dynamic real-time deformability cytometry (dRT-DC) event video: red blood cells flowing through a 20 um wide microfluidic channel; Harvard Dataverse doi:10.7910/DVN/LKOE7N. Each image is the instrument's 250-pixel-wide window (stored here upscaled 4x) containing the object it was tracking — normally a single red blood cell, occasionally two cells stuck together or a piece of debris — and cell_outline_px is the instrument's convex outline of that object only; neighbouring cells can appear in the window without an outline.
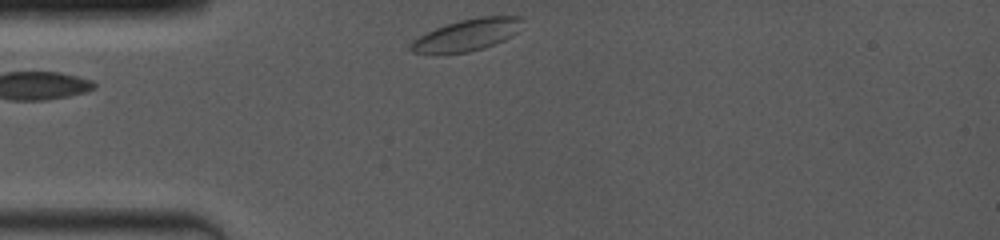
{"species": "common noctule bat (a hibernating species)", "species_latin": "Nyctalus noctula", "temperature_condition": "room temperature", "stored_images_in_passage": 7, "camera_frame_rate_fps": 4000, "um_per_image_px": 0.085, "animal": {"sex": "female", "body_mass_g": 19.0, "forearm_length_mm": 53.3}, "frame": {"image": 1, "passage_image": 1, "time_ms": 0.0, "image_size_px": [1000, 240], "cell_outline_px": [[524, 16], [516, 32], [512, 36], [504, 40], [484, 48], [468, 52], [436, 56], [412, 52], [408, 48], [408, 44], [412, 40], [436, 28], [460, 20], [480, 16]], "centroid_in_image_um": [39.62, 3.01], "position_along_channel_um": 45.4, "area_um2": 21.04}}
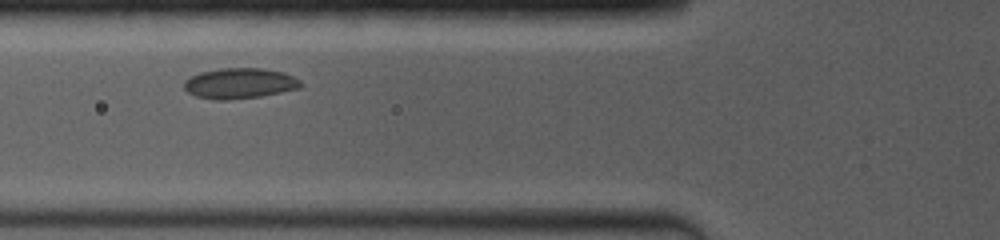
{"frame": {"image": 2, "passage_image": 4, "time_ms": 2.0, "image_size_px": [1000, 240], "cell_outline_px": [[300, 88], [260, 96], [228, 100], [216, 100], [196, 96], [188, 92], [184, 88], [184, 80], [200, 72], [220, 68], [264, 68], [284, 72], [300, 80]], "centroid_in_image_um": [20.35, 7.08], "position_along_channel_um": 105.5, "area_um2": 20.69}}
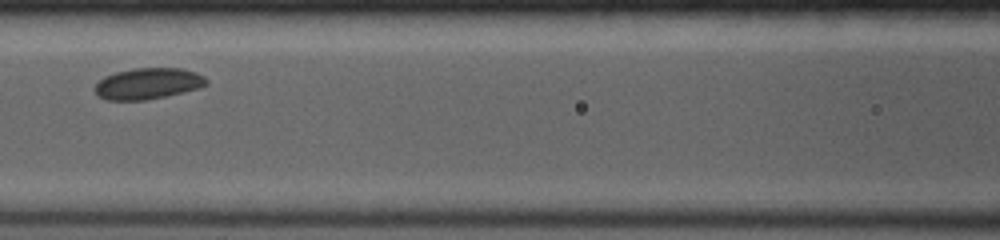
{"frame": {"image": 3, "passage_image": 6, "time_ms": 3.25, "image_size_px": [1000, 240], "cell_outline_px": [[208, 84], [200, 88], [164, 96], [144, 100], [108, 100], [96, 96], [92, 88], [104, 76], [116, 72], [132, 68], [180, 68], [196, 72], [204, 76], [208, 80]], "centroid_in_image_um": [12.55, 7.1], "position_along_channel_um": 154.1, "area_um2": 20.4}}